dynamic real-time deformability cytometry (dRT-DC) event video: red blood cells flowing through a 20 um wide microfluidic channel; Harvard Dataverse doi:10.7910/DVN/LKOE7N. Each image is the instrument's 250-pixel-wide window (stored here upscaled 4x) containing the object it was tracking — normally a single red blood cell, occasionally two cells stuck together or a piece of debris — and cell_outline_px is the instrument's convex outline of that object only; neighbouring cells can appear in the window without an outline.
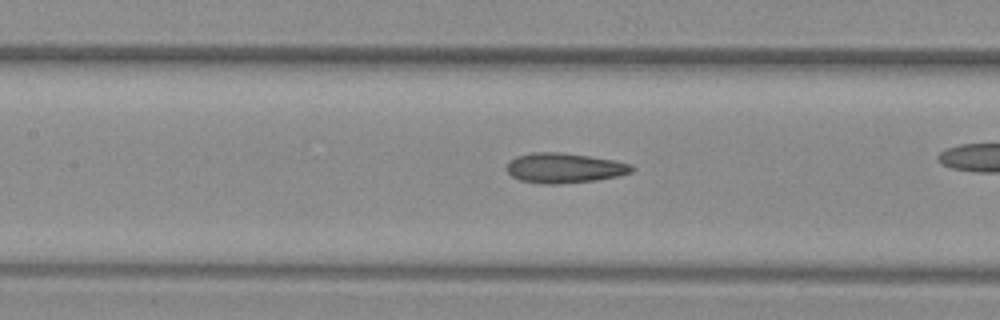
{"species": "common noctule bat (a hibernating species)", "species_latin": "Nyctalus noctula", "temperature_condition": "warm", "stored_images_in_passage": 40, "camera_frame_rate_fps": 3000, "um_per_image_px": 0.085, "animal": {"sex": "female", "body_mass_g": 29.2, "forearm_length_mm": 56.3}, "frame": {"image": 1, "passage_image": 23, "time_ms": 7.333, "image_size_px": [1000, 320], "cell_outline_px": [[636, 168], [632, 172], [620, 176], [596, 180], [560, 184], [540, 184], [520, 180], [512, 176], [508, 172], [508, 164], [516, 156], [532, 152], [560, 152], [616, 160], [632, 164]], "centroid_in_image_um": [48.02, 14.28], "position_along_channel_um": 159.4, "area_um2": 21.96}}
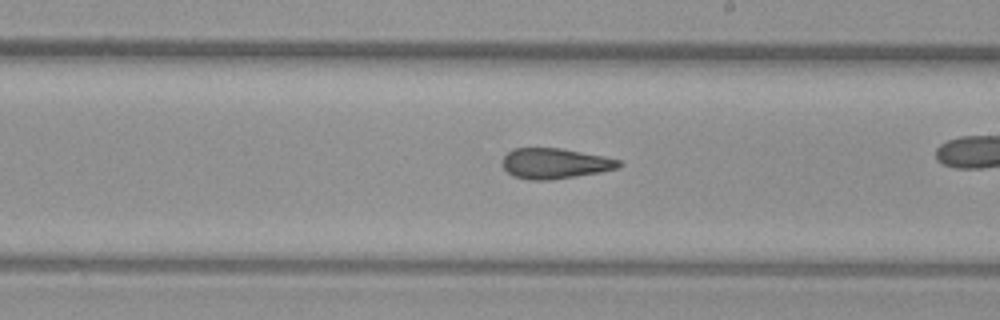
{"frame": {"image": 2, "passage_image": 29, "time_ms": 9.333, "image_size_px": [1000, 320], "cell_outline_px": [[624, 164], [620, 168], [600, 172], [552, 180], [528, 180], [512, 176], [500, 164], [500, 160], [512, 148], [560, 148], [604, 156], [620, 160]], "centroid_in_image_um": [47.15, 13.9], "position_along_channel_um": 241.8, "area_um2": 20.98}}